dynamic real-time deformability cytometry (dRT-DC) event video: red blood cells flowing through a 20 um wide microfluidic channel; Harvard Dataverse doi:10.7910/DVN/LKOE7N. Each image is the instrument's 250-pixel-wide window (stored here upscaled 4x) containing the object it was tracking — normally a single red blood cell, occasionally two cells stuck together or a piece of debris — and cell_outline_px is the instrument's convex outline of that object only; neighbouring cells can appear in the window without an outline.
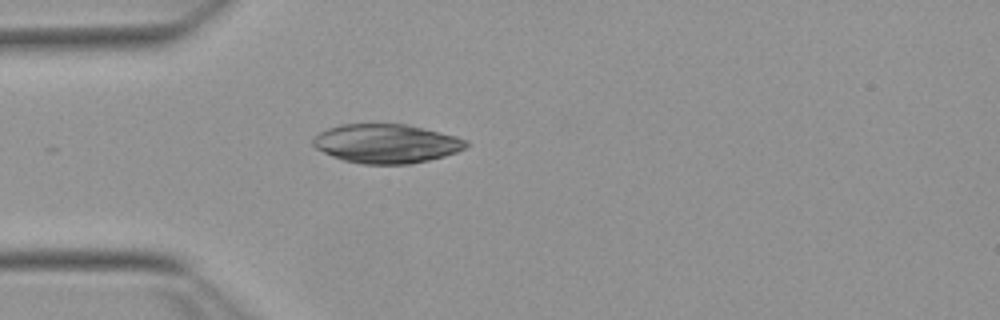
{"species": "Egyptian fruit bat (a non-hibernating species)", "species_latin": "Rousettus aegyptiacus", "temperature_condition": "warm", "stored_images_in_passage": 33, "camera_frame_rate_fps": 3000, "um_per_image_px": 0.085, "animal": {"sex": "female"}, "frame": {"image": 1, "passage_image": 1, "time_ms": 0.0, "image_size_px": [1000, 320], "cell_outline_px": [[468, 144], [464, 148], [456, 152], [444, 156], [428, 160], [408, 164], [364, 164], [344, 160], [332, 156], [316, 148], [312, 144], [312, 140], [320, 132], [328, 128], [340, 124], [408, 124], [456, 136], [468, 140]], "centroid_in_image_um": [32.84, 12.2], "position_along_channel_um": 52.2, "area_um2": 34.68}}
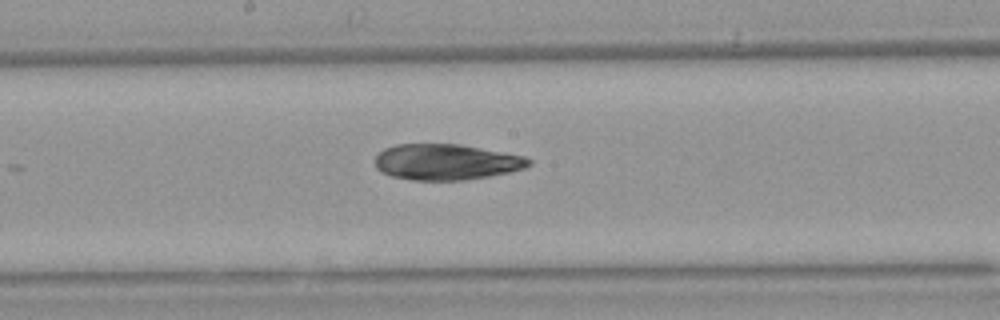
{"frame": {"image": 2, "passage_image": 14, "time_ms": 4.333, "image_size_px": [1000, 320], "cell_outline_px": [[532, 164], [524, 168], [508, 172], [488, 176], [464, 180], [412, 180], [392, 176], [380, 172], [376, 168], [376, 156], [384, 148], [396, 144], [460, 144], [524, 156], [532, 160]], "centroid_in_image_um": [37.91, 13.76], "position_along_channel_um": 210.3, "area_um2": 32.08}}
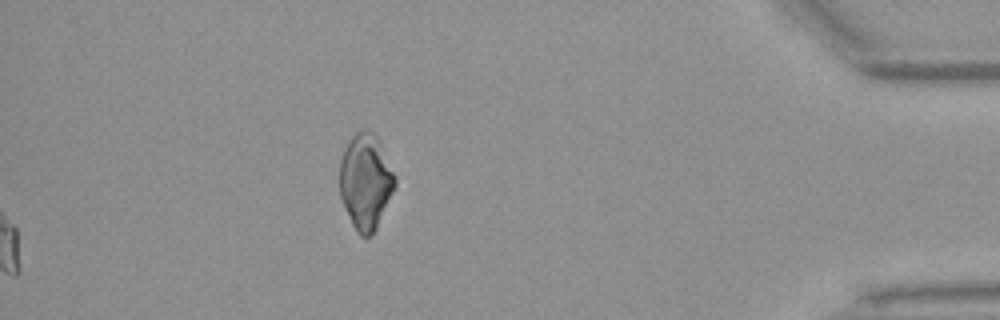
{"frame": {"image": 3, "passage_image": 33, "time_ms": 10.667, "image_size_px": [1000, 320], "cell_outline_px": [[396, 188], [372, 236], [360, 236], [356, 232], [344, 208], [340, 196], [340, 160], [344, 148], [348, 140], [356, 132], [372, 132], [380, 140], [396, 176]], "centroid_in_image_um": [31.09, 15.45], "position_along_channel_um": 404.1, "area_um2": 31.04}}